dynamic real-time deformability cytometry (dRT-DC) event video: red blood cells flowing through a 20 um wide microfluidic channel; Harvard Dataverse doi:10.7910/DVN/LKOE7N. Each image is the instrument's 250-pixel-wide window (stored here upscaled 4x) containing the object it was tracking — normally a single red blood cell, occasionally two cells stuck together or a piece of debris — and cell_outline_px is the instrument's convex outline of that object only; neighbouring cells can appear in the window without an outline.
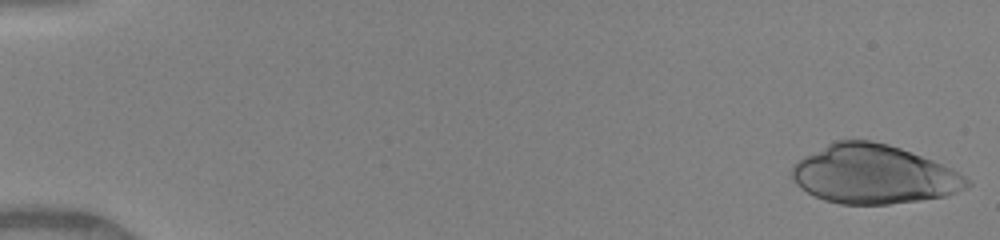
{"species": "human", "species_latin": "Homo sapiens", "temperature_condition": "warm", "stored_images_in_passage": 49, "camera_frame_rate_fps": 3000, "um_per_image_px": 0.085, "donor": {"sex": "female"}, "frame": {"image": 1, "passage_image": 1, "time_ms": 0.0, "image_size_px": [1000, 240], "cell_outline_px": [[972, 184], [968, 188], [944, 196], [920, 200], [888, 204], [840, 204], [824, 200], [800, 188], [792, 180], [792, 168], [804, 156], [836, 140], [872, 140], [888, 144], [900, 148], [932, 160], [952, 168], [964, 176]], "centroid_in_image_um": [74.27, 14.82], "position_along_channel_um": 10.7, "area_um2": 59.71}}